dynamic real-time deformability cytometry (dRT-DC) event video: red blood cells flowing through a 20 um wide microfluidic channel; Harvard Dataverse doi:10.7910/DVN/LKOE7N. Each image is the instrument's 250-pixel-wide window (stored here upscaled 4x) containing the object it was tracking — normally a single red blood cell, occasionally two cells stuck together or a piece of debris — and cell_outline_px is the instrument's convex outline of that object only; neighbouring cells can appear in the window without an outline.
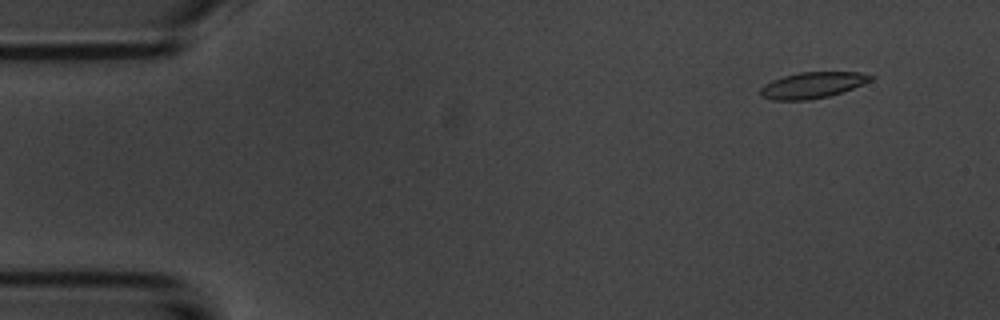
{"species": "common noctule bat (a hibernating species)", "species_latin": "Nyctalus noctula", "temperature_condition": "room temperature", "stored_images_in_passage": 55, "camera_frame_rate_fps": 3000, "um_per_image_px": 0.085, "animal": {"sex": "male", "body_mass_g": 20.1, "forearm_length_mm": 53.5}, "frame": {"image": 1, "passage_image": 5, "time_ms": 1.333, "image_size_px": [1000, 320], "cell_outline_px": [[876, 76], [872, 80], [864, 84], [828, 96], [808, 100], [772, 100], [760, 96], [760, 88], [764, 84], [772, 80], [784, 76], [800, 72], [860, 72]], "centroid_in_image_um": [69.05, 7.23], "position_along_channel_um": 15.9, "area_um2": 16.76}}
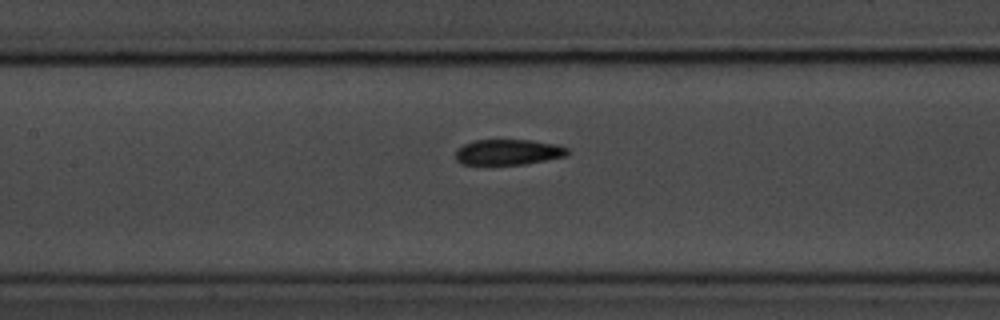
{"frame": {"image": 2, "passage_image": 25, "time_ms": 8.0, "image_size_px": [1000, 320], "cell_outline_px": [[568, 152], [564, 156], [524, 164], [460, 164], [456, 160], [456, 148], [464, 144], [476, 140], [532, 140], [556, 144], [568, 148]], "centroid_in_image_um": [43.16, 12.92], "position_along_channel_um": 164.2, "area_um2": 16.53}}
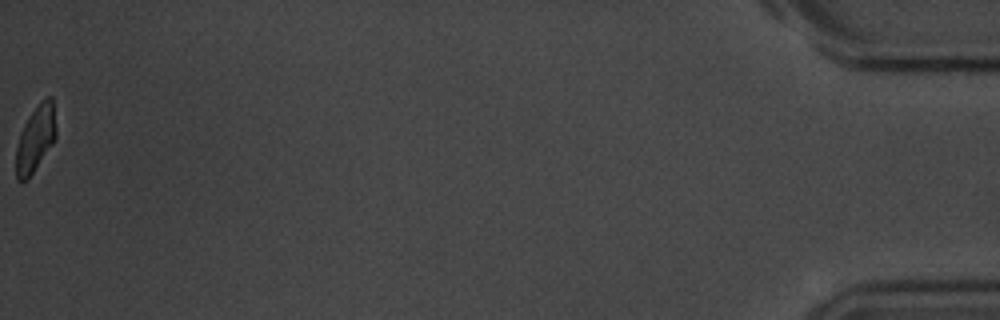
{"frame": {"image": 3, "passage_image": 55, "time_ms": 18.0, "image_size_px": [1000, 320], "cell_outline_px": [[56, 136], [52, 144], [28, 180], [16, 180], [16, 148], [20, 132], [24, 124], [40, 100], [48, 96], [52, 96], [56, 128]], "centroid_in_image_um": [3.02, 11.78], "position_along_channel_um": 432.2, "area_um2": 15.37}, "authors_computed_cell_mechanics": {"area_um2": 17.1088, "velocity_mm_per_s": 3.6929, "shape_relaxation_time_tau1_ms": 4.3929, "shape_relaxation_time_tau2_ms": 4.203, "deformation_change_tau1": 0.1379, "deformation_change_tau2": 0.085}}